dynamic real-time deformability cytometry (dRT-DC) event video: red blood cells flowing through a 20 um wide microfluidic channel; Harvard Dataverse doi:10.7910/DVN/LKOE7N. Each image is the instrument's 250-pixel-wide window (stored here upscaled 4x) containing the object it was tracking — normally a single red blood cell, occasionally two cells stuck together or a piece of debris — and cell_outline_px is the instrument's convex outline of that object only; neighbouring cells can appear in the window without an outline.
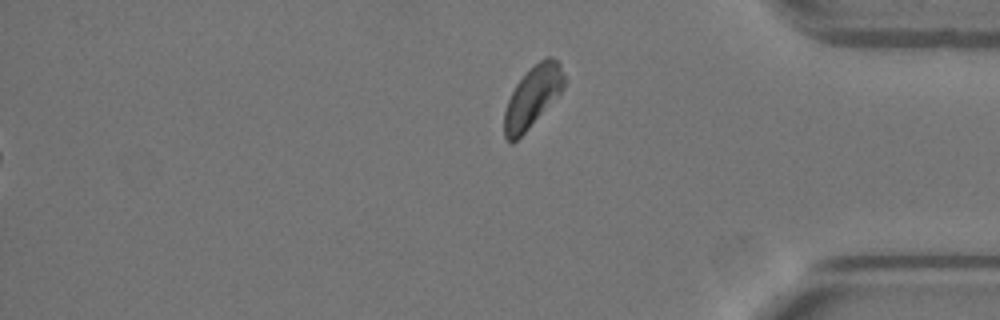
{"species": "Egyptian fruit bat (a non-hibernating species)", "species_latin": "Rousettus aegyptiacus", "temperature_condition": "warm", "stored_images_in_passage": 48, "segment_of_instrument_passage": [2, 2], "camera_frame_rate_fps": 3000, "um_per_image_px": 0.085, "animal": {"sex": "female"}, "frame": {"image": 1, "passage_image": 48, "time_ms": 15.667, "image_size_px": [1000, 320], "cell_outline_px": [[564, 84], [560, 92], [528, 128], [512, 144], [504, 136], [504, 112], [508, 100], [516, 84], [540, 60], [548, 56], [560, 60], [564, 76]], "centroid_in_image_um": [45.26, 8.21], "position_along_channel_um": 389.9, "area_um2": 20.58}}